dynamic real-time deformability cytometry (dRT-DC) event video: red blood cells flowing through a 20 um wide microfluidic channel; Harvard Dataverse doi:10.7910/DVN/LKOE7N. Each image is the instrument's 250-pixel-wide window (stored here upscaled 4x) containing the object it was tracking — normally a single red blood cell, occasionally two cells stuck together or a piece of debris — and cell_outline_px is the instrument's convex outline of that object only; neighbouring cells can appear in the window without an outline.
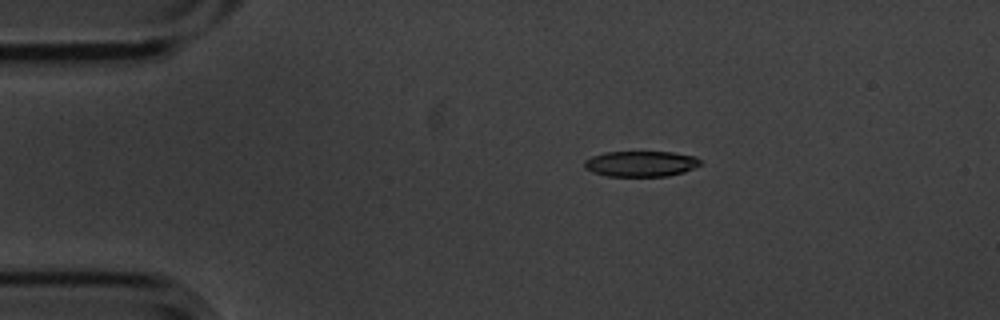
{"species": "common noctule bat (a hibernating species)", "species_latin": "Nyctalus noctula", "temperature_condition": "cold", "stored_images_in_passage": 9, "camera_frame_rate_fps": 3000, "um_per_image_px": 0.085, "animal": {"sex": "male", "body_mass_g": 20.1, "forearm_length_mm": 53.5}, "frame": {"image": 1, "passage_image": 1, "time_ms": 0.0, "image_size_px": [1000, 320], "cell_outline_px": [[700, 164], [684, 172], [668, 176], [608, 176], [592, 172], [584, 168], [584, 160], [592, 156], [604, 152], [672, 152], [696, 156], [700, 160]], "centroid_in_image_um": [54.44, 13.92], "position_along_channel_um": 30.6, "area_um2": 17.34}}
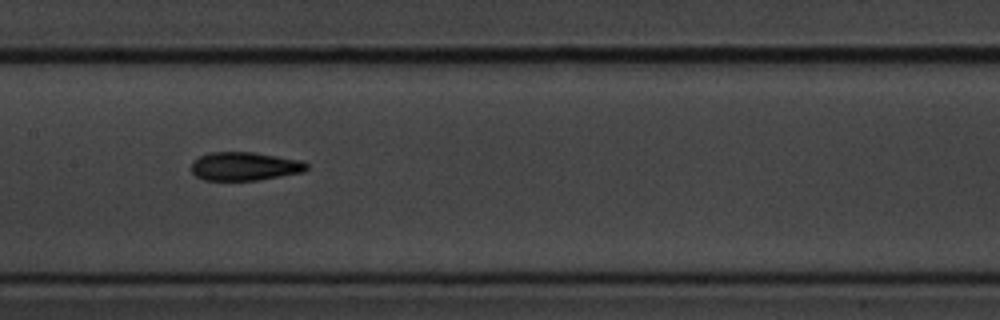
{"frame": {"image": 2, "passage_image": 6, "time_ms": 1.667, "image_size_px": [1000, 320], "cell_outline_px": [[308, 168], [304, 172], [256, 180], [204, 180], [196, 176], [192, 172], [192, 160], [208, 152], [252, 152], [304, 160], [308, 164]], "centroid_in_image_um": [20.81, 14.12], "position_along_channel_um": 186.6, "area_um2": 19.25}}
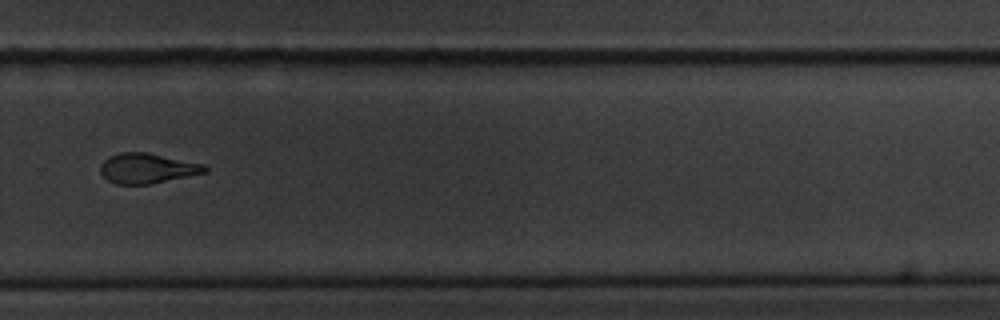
{"frame": {"image": 3, "passage_image": 9, "time_ms": 2.667, "image_size_px": [1000, 320], "cell_outline_px": [[208, 172], [152, 184], [116, 184], [108, 180], [100, 172], [100, 164], [108, 156], [120, 152], [148, 152], [204, 164], [208, 168]], "centroid_in_image_um": [12.52, 14.3], "position_along_channel_um": 317.3, "area_um2": 18.5}}